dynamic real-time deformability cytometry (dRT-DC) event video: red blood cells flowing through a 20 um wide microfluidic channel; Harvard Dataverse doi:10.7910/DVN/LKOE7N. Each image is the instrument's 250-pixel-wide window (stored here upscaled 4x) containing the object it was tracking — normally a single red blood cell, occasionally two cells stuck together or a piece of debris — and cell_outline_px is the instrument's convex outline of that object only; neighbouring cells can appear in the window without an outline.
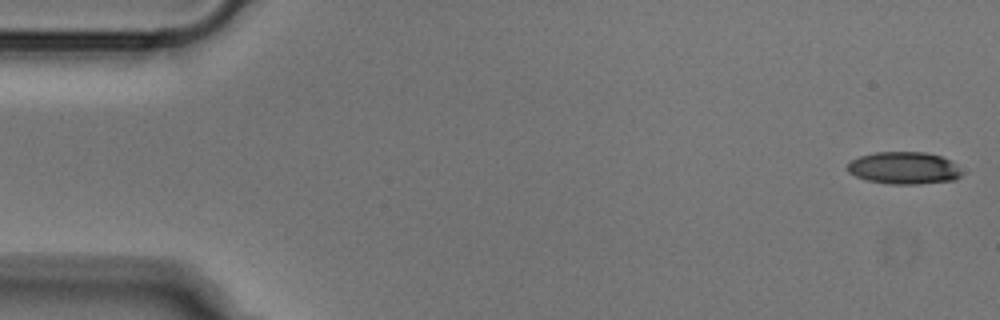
{"species": "Egyptian fruit bat (a non-hibernating species)", "species_latin": "Rousettus aegyptiacus", "temperature_condition": "cold", "stored_images_in_passage": 51, "camera_frame_rate_fps": 3000, "um_per_image_px": 0.085, "animal": {"sex": "male"}, "frame": {"image": 1, "passage_image": 1, "time_ms": 0.0, "image_size_px": [1000, 320], "cell_outline_px": [[960, 176], [956, 180], [916, 184], [888, 184], [868, 180], [856, 176], [848, 172], [848, 164], [852, 160], [860, 156], [876, 152], [924, 152], [940, 156], [956, 164], [960, 172]], "centroid_in_image_um": [76.83, 14.28], "position_along_channel_um": 8.2, "area_um2": 21.27}}
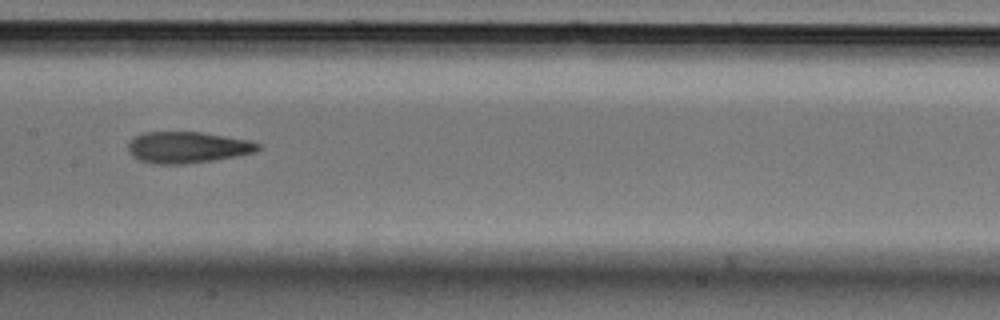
{"frame": {"image": 2, "passage_image": 25, "time_ms": 8.0, "image_size_px": [1000, 320], "cell_outline_px": [[264, 148], [256, 152], [236, 156], [188, 164], [152, 164], [140, 160], [132, 156], [128, 148], [128, 144], [136, 136], [144, 132], [200, 132], [252, 140], [260, 144]], "centroid_in_image_um": [15.99, 12.53], "position_along_channel_um": 191.4, "area_um2": 23.87}}
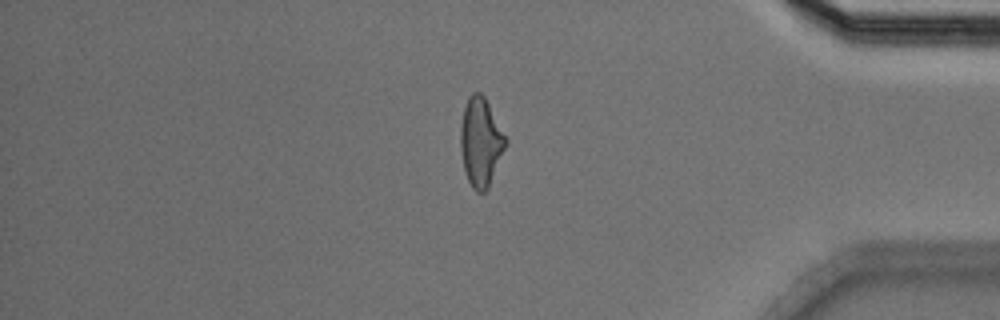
{"frame": {"image": 3, "passage_image": 43, "time_ms": 14.0, "image_size_px": [1000, 320], "cell_outline_px": [[508, 144], [488, 188], [484, 192], [476, 192], [472, 188], [468, 180], [464, 168], [460, 148], [460, 124], [464, 108], [468, 96], [472, 92], [480, 92], [484, 96], [508, 136]], "centroid_in_image_um": [40.89, 12.05], "position_along_channel_um": 394.3, "area_um2": 23.81}}